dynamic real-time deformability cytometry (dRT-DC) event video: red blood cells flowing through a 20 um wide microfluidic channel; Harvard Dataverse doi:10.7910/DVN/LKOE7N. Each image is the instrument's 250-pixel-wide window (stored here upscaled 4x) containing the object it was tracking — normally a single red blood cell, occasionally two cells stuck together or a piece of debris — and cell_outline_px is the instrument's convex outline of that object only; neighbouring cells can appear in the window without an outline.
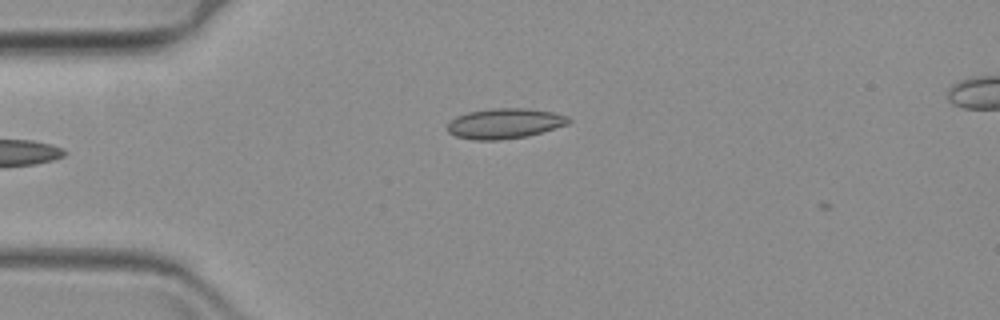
{"species": "common noctule bat (a hibernating species)", "species_latin": "Nyctalus noctula", "temperature_condition": "warm", "stored_images_in_passage": 3, "camera_frame_rate_fps": 3000, "um_per_image_px": 0.085, "animal": {"sex": "female", "body_mass_g": 19.3, "forearm_length_mm": 54.1}, "frame": {"image": 1, "passage_image": 2, "time_ms": 0.333, "image_size_px": [1000, 320], "cell_outline_px": [[572, 120], [568, 124], [540, 132], [524, 136], [500, 140], [472, 140], [456, 136], [448, 132], [448, 124], [456, 116], [468, 112], [492, 108], [524, 108], [552, 112], [568, 116]], "centroid_in_image_um": [42.88, 10.49], "position_along_channel_um": 42.1, "area_um2": 21.15}}